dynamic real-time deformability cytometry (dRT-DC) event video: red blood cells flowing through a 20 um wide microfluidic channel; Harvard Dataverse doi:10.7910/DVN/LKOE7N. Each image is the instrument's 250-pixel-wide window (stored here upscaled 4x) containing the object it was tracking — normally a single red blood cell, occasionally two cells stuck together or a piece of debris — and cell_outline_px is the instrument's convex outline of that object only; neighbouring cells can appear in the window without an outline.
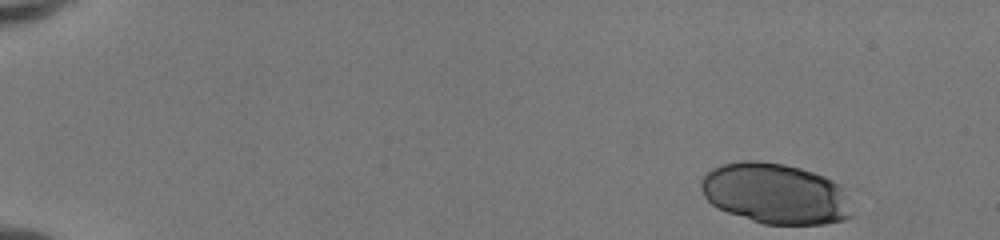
{"species": "human", "species_latin": "Homo sapiens", "temperature_condition": "room temperature", "stored_images_in_passage": 12, "camera_frame_rate_fps": 3000, "um_per_image_px": 0.085, "donor": {"sex": "female"}, "frame": {"image": 1, "passage_image": 1, "time_ms": 0.0, "image_size_px": [1000, 240], "cell_outline_px": [[856, 216], [844, 220], [824, 224], [764, 224], [716, 208], [704, 196], [700, 188], [700, 180], [712, 168], [724, 164], [740, 160], [756, 160], [784, 164], [800, 168], [824, 176], [856, 188]], "centroid_in_image_um": [66.13, 16.46], "position_along_channel_um": 18.9, "area_um2": 55.49}}